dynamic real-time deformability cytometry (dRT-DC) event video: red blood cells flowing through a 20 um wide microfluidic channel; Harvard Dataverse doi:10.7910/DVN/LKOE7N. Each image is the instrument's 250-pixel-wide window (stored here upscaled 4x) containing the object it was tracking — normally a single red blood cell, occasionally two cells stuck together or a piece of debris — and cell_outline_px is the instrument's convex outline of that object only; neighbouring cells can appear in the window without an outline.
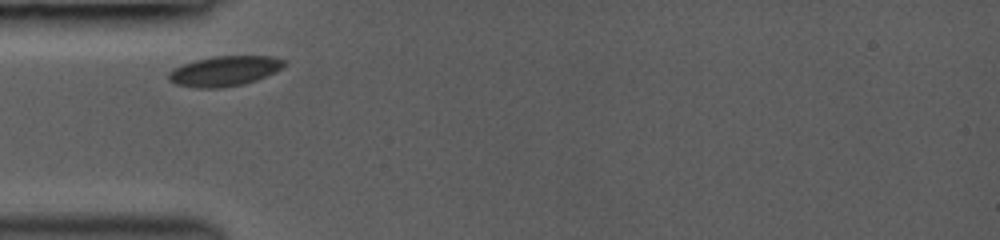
{"species": "common noctule bat (a hibernating species)", "species_latin": "Nyctalus noctula", "temperature_condition": "room temperature", "stored_images_in_passage": 7, "camera_frame_rate_fps": 3000, "um_per_image_px": 0.085, "animal": {"sex": "female", "body_mass_g": 19.0, "forearm_length_mm": 53.3}, "frame": {"image": 1, "passage_image": 1, "time_ms": 0.0, "image_size_px": [1000, 240], "cell_outline_px": [[288, 64], [256, 80], [244, 84], [220, 88], [196, 88], [176, 84], [168, 80], [168, 72], [184, 64], [196, 60], [216, 56], [272, 56], [288, 60]], "centroid_in_image_um": [19.1, 6.04], "position_along_channel_um": 65.9, "area_um2": 20.11}}
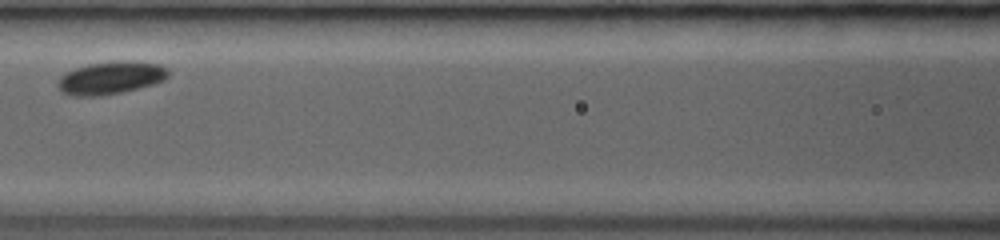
{"frame": {"image": 2, "passage_image": 4, "time_ms": 2.333, "image_size_px": [1000, 240], "cell_outline_px": [[168, 76], [164, 80], [152, 84], [120, 92], [100, 96], [76, 96], [60, 92], [56, 84], [60, 76], [64, 72], [88, 64], [112, 60], [136, 60], [160, 64], [168, 68]], "centroid_in_image_um": [9.39, 6.59], "position_along_channel_um": 157.2, "area_um2": 21.39}}
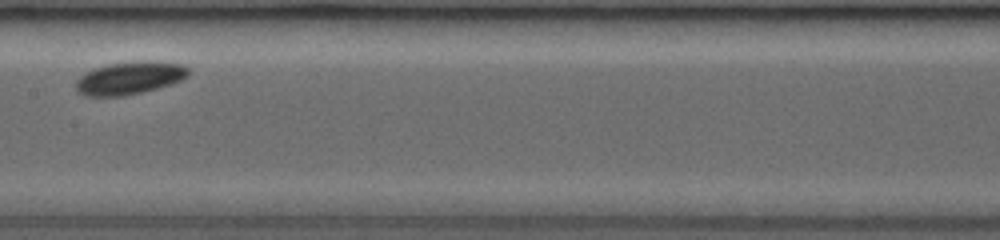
{"frame": {"image": 3, "passage_image": 6, "time_ms": 3.333, "image_size_px": [1000, 240], "cell_outline_px": [[188, 76], [172, 84], [124, 96], [84, 96], [76, 92], [76, 80], [80, 76], [92, 68], [108, 64], [132, 60], [156, 60], [184, 64], [188, 68]], "centroid_in_image_um": [11.0, 6.6], "position_along_channel_um": 196.4, "area_um2": 21.91}}